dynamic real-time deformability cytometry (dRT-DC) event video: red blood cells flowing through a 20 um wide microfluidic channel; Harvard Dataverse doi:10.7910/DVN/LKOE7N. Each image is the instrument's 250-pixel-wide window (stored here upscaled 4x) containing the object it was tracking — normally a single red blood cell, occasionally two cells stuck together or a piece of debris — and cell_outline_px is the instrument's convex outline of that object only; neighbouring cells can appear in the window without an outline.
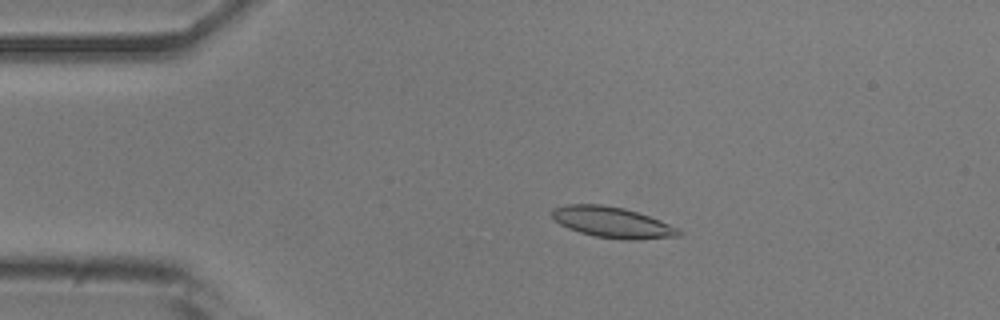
{"species": "common noctule bat (a hibernating species)", "species_latin": "Nyctalus noctula", "temperature_condition": "room temperature", "stored_images_in_passage": 53, "camera_frame_rate_fps": 3000, "um_per_image_px": 0.085, "animal": {"sex": "male", "body_mass_g": 20.5, "forearm_length_mm": 52.5}, "frame": {"image": 1, "passage_image": 11, "time_ms": 3.333, "image_size_px": [1000, 320], "cell_outline_px": [[684, 232], [680, 236], [636, 240], [624, 240], [596, 236], [580, 232], [568, 228], [560, 224], [552, 216], [552, 208], [568, 204], [600, 204], [624, 208], [648, 216], [680, 228]], "centroid_in_image_um": [52.08, 18.9], "position_along_channel_um": 32.9, "area_um2": 22.72}}
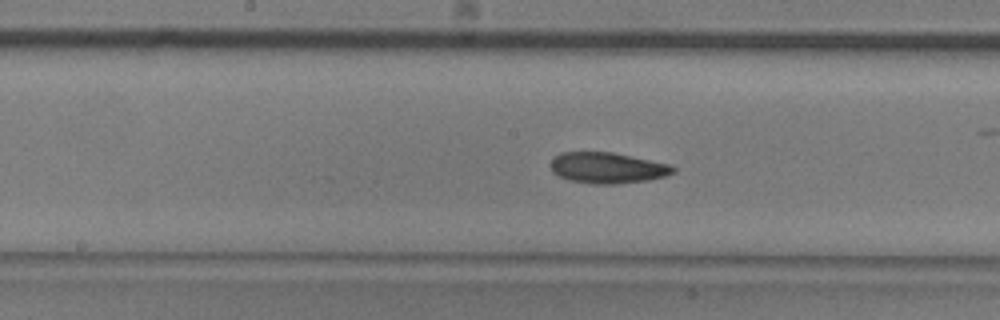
{"frame": {"image": 2, "passage_image": 27, "time_ms": 8.667, "image_size_px": [1000, 320], "cell_outline_px": [[676, 172], [664, 176], [648, 180], [616, 184], [592, 184], [568, 180], [552, 172], [552, 160], [560, 152], [612, 152], [672, 164], [676, 168]], "centroid_in_image_um": [51.67, 14.27], "position_along_channel_um": 196.5, "area_um2": 22.14}}
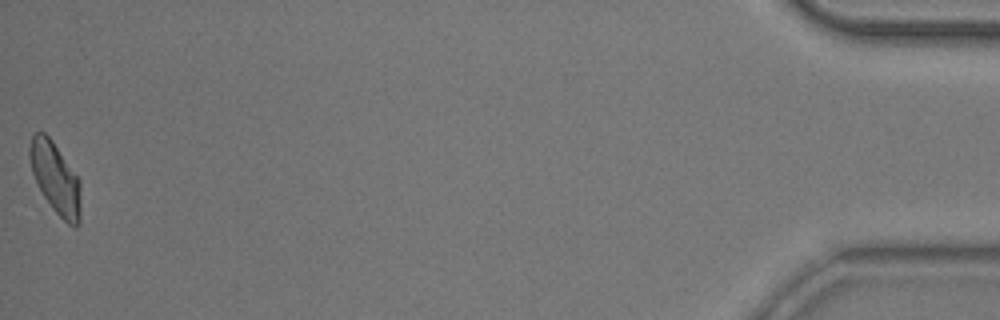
{"frame": {"image": 3, "passage_image": 53, "time_ms": 17.333, "image_size_px": [1000, 320], "cell_outline_px": [[80, 224], [76, 228], [72, 228], [52, 208], [44, 196], [32, 172], [28, 156], [28, 148], [32, 136], [36, 132], [44, 132], [52, 140], [80, 180]], "centroid_in_image_um": [4.72, 15.15], "position_along_channel_um": 430.5, "area_um2": 21.15}, "authors_computed_cell_mechanics": {"area_um2": 21.675, "velocity_mm_per_s": 3.8369, "shape_relaxation_time_tau1_ms": 8.9249, "shape_relaxation_time_tau2_ms": 5.0204, "deformation_change_tau1": 0.1843, "deformation_change_tau2": 0.1134}}